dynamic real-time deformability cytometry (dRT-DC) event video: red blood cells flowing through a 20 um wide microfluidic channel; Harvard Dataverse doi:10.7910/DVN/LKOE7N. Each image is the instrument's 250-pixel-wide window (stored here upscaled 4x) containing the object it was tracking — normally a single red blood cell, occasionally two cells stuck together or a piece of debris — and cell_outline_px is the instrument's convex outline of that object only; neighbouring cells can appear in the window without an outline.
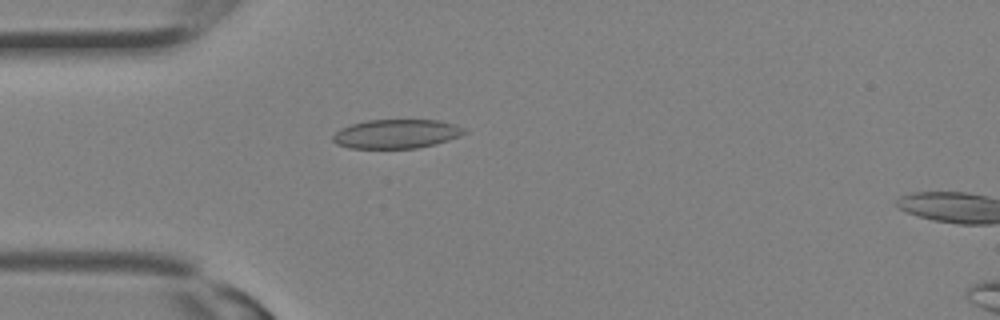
{"species": "Egyptian fruit bat (a non-hibernating species)", "species_latin": "Rousettus aegyptiacus", "temperature_condition": "room temperature", "stored_images_in_passage": 12, "camera_frame_rate_fps": 3000, "um_per_image_px": 0.085, "animal": {"sex": "female"}, "frame": {"image": 1, "passage_image": 6, "time_ms": 1.667, "image_size_px": [1000, 320], "cell_outline_px": [[468, 132], [460, 136], [436, 144], [416, 148], [348, 148], [336, 144], [332, 140], [332, 136], [340, 128], [352, 124], [368, 120], [440, 120], [464, 128]], "centroid_in_image_um": [33.68, 11.38], "position_along_channel_um": 51.3, "area_um2": 22.25}}
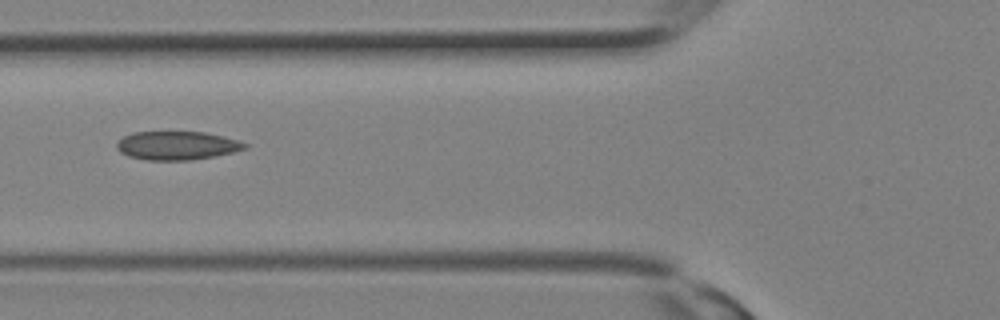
{"frame": {"image": 2, "passage_image": 9, "time_ms": 2.667, "image_size_px": [1000, 320], "cell_outline_px": [[248, 148], [232, 152], [212, 156], [188, 160], [148, 160], [128, 156], [120, 152], [116, 148], [116, 144], [124, 136], [132, 132], [204, 132], [236, 140], [248, 144]], "centroid_in_image_um": [15.0, 12.37], "position_along_channel_um": 110.8, "area_um2": 21.04}}
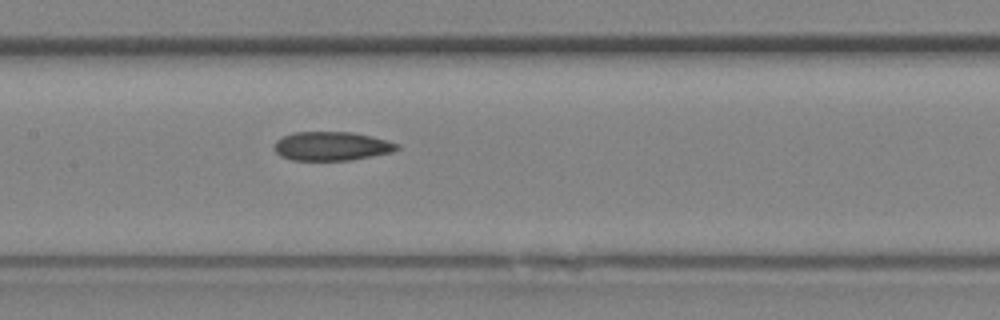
{"frame": {"image": 3, "passage_image": 12, "time_ms": 3.667, "image_size_px": [1000, 320], "cell_outline_px": [[400, 148], [392, 152], [348, 160], [292, 160], [280, 156], [272, 148], [276, 140], [292, 132], [352, 132], [372, 136], [388, 140], [400, 144]], "centroid_in_image_um": [28.18, 12.41], "position_along_channel_um": 179.2, "area_um2": 20.75}}